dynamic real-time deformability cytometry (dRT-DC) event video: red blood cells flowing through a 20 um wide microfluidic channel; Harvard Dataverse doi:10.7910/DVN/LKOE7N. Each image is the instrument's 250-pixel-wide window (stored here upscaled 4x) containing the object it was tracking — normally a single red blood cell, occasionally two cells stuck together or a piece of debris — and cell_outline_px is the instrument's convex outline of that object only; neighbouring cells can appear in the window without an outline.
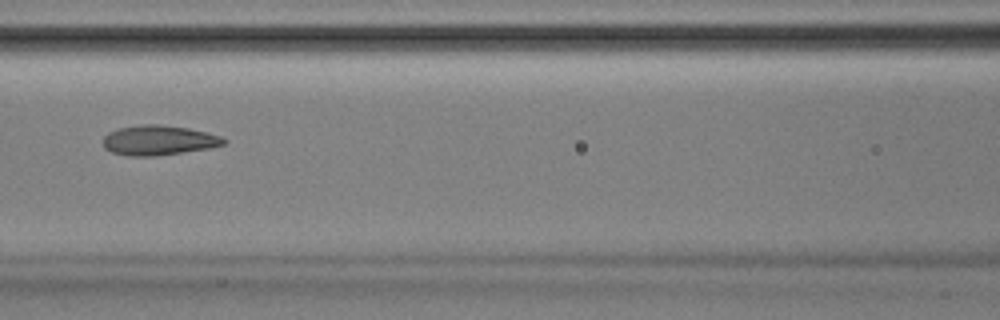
{"species": "Egyptian fruit bat (a non-hibernating species)", "species_latin": "Rousettus aegyptiacus", "temperature_condition": "room temperature", "stored_images_in_passage": 52, "camera_frame_rate_fps": 3000, "um_per_image_px": 0.085, "animal": {"sex": "male"}, "frame": {"image": 1, "passage_image": 23, "time_ms": 7.333, "image_size_px": [1000, 320], "cell_outline_px": [[228, 140], [224, 144], [208, 148], [156, 156], [128, 156], [112, 152], [104, 148], [104, 136], [108, 132], [120, 128], [140, 124], [160, 124], [188, 128], [208, 132], [224, 136]], "centroid_in_image_um": [13.51, 11.91], "position_along_channel_um": 153.1, "area_um2": 21.1}, "authors_computed_cell_mechanics": {"area_um2": 21.4149, "velocity_mm_per_s": 3.8992, "shape_relaxation_time_tau1_ms": null, "shape_relaxation_time_tau2_ms": 2.3966, "deformation_change_tau1": null, "deformation_change_tau2": 0.0987}}